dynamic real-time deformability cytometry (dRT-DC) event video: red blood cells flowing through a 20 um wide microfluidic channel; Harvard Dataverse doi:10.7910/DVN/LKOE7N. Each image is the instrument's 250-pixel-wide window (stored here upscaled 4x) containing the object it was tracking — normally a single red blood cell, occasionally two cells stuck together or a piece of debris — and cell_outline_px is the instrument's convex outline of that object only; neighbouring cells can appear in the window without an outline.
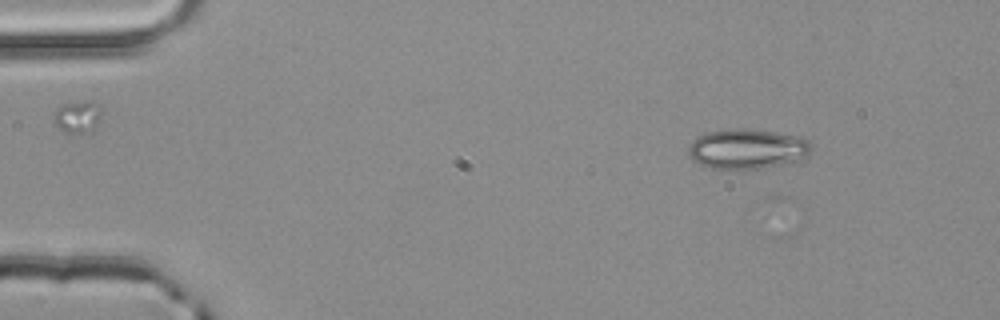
{"species": "common noctule bat (a hibernating species)", "species_latin": "Nyctalus noctula", "temperature_condition": "room temperature", "stored_images_in_passage": 6, "camera_frame_rate_fps": 3000, "um_per_image_px": 0.085, "animal": {"sex": "male", "body_mass_g": 20.4}, "frame": {"image": 1, "passage_image": 2, "time_ms": 0.333, "image_size_px": [1000, 320], "cell_outline_px": [[812, 152], [808, 156], [800, 160], [760, 168], [712, 168], [700, 164], [692, 160], [688, 156], [688, 148], [692, 140], [696, 136], [708, 132], [736, 128], [744, 128], [800, 136], [808, 140], [812, 144]], "centroid_in_image_um": [63.52, 12.64], "position_along_channel_um": 21.5, "area_um2": 28.61}}